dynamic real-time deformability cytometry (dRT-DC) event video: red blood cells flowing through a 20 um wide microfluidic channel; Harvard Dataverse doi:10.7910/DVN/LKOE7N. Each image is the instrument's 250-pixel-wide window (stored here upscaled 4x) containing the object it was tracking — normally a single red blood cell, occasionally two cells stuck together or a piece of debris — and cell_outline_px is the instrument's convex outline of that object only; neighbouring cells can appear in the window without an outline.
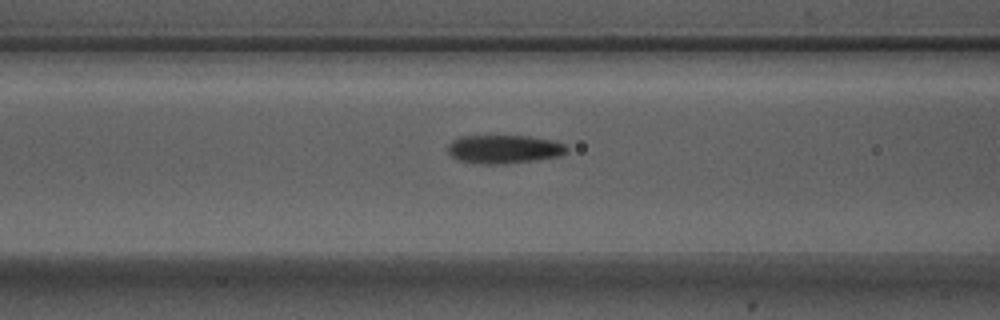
{"species": "Egyptian fruit bat (a non-hibernating species)", "species_latin": "Rousettus aegyptiacus", "temperature_condition": "warm", "stored_images_in_passage": 40, "camera_frame_rate_fps": 3000, "um_per_image_px": 0.085, "animal": {"sex": "male"}, "frame": {"image": 1, "passage_image": 9, "time_ms": 2.667, "image_size_px": [1000, 320], "cell_outline_px": [[568, 152], [560, 156], [504, 164], [484, 164], [460, 160], [452, 156], [448, 152], [448, 144], [452, 140], [460, 136], [528, 136], [556, 140], [564, 144], [568, 148]], "centroid_in_image_um": [42.87, 12.67], "position_along_channel_um": 123.7, "area_um2": 19.77}}
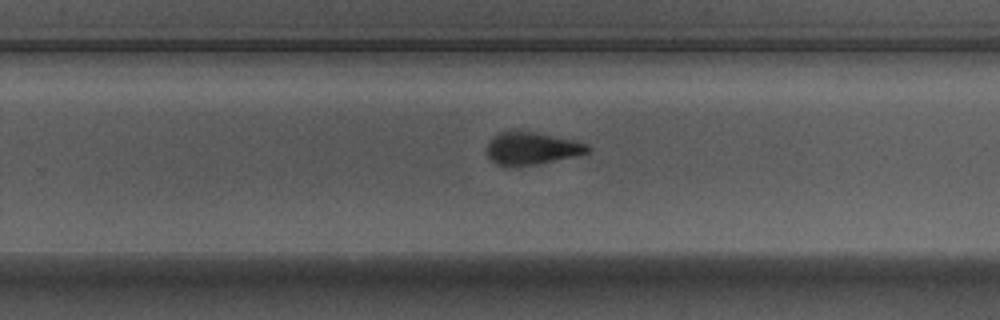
{"frame": {"image": 2, "passage_image": 22, "time_ms": 7.0, "image_size_px": [1000, 320], "cell_outline_px": [[588, 152], [576, 156], [540, 164], [496, 164], [488, 156], [488, 144], [492, 136], [500, 132], [532, 132], [572, 140], [588, 144]], "centroid_in_image_um": [45.21, 12.61], "position_along_channel_um": 284.6, "area_um2": 18.32}}
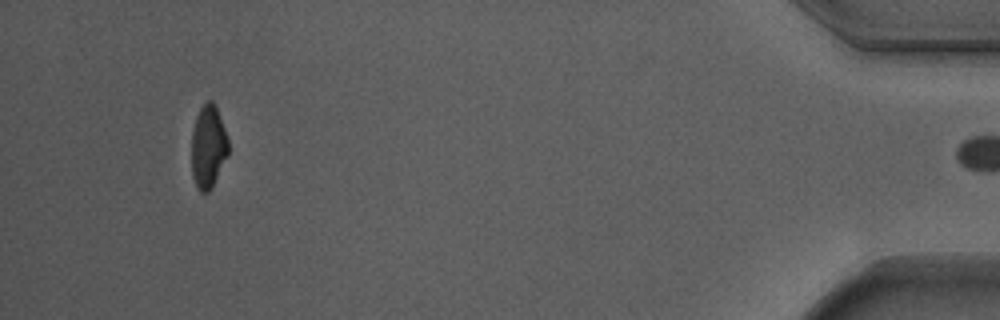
{"frame": {"image": 3, "passage_image": 39, "time_ms": 12.667, "image_size_px": [1000, 320], "cell_outline_px": [[228, 156], [208, 192], [200, 192], [196, 188], [192, 176], [192, 132], [196, 116], [200, 108], [208, 100], [212, 100], [216, 108], [224, 128], [228, 140]], "centroid_in_image_um": [17.68, 12.48], "position_along_channel_um": 417.5, "area_um2": 17.57}, "authors_computed_cell_mechanics": {"area_um2": 19.6809, "velocity_mm_per_s": 3.7141, "shape_relaxation_time_tau1_ms": 4.1569, "shape_relaxation_time_tau2_ms": 1.8977, "deformation_change_tau1": 0.1811, "deformation_change_tau2": 0.1002}}